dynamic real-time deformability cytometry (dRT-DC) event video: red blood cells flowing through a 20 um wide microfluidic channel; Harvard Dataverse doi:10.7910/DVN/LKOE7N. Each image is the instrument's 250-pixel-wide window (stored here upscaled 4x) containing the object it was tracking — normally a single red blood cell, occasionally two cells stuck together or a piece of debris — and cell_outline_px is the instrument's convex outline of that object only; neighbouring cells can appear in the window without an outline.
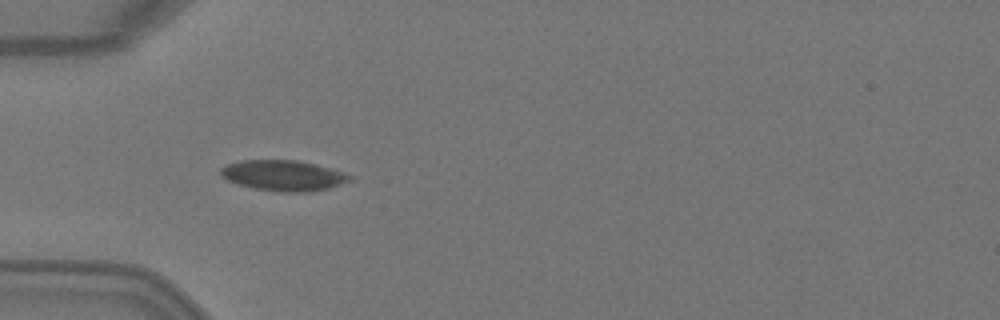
{"species": "Egyptian fruit bat (a non-hibernating species)", "species_latin": "Rousettus aegyptiacus", "temperature_condition": "warm", "stored_images_in_passage": 6, "camera_frame_rate_fps": 3000, "um_per_image_px": 0.085, "animal": {"sex": "female"}, "frame": {"image": 1, "passage_image": 5, "time_ms": 1.333, "image_size_px": [1000, 320], "cell_outline_px": [[352, 180], [328, 188], [308, 192], [280, 192], [256, 188], [236, 184], [220, 176], [220, 168], [228, 164], [244, 160], [296, 160], [344, 172], [352, 176]], "centroid_in_image_um": [24.06, 14.92], "position_along_channel_um": 60.9, "area_um2": 22.77}}